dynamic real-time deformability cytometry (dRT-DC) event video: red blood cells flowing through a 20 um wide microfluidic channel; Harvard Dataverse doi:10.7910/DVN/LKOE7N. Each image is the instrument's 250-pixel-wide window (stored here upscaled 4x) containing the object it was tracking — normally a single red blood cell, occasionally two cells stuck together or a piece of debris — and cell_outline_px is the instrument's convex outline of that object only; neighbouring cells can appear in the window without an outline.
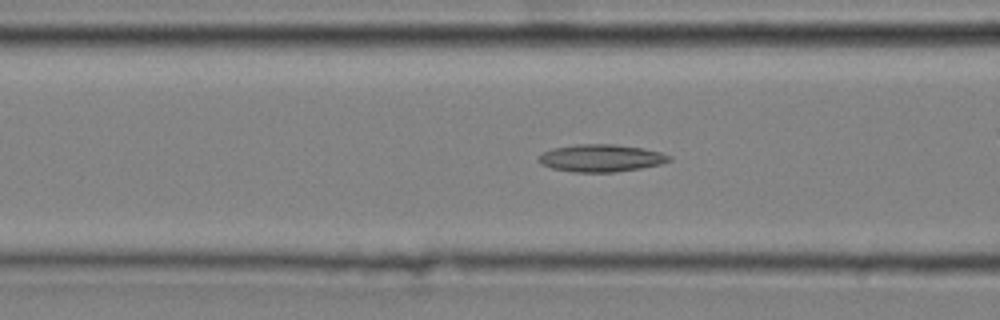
{"species": "common noctule bat (a hibernating species)", "species_latin": "Nyctalus noctula", "temperature_condition": "cold", "stored_images_in_passage": 43, "camera_frame_rate_fps": 3000, "um_per_image_px": 0.085, "animal": {"sex": "male", "body_mass_g": 20.4}, "frame": {"image": 1, "passage_image": 20, "time_ms": 6.333, "image_size_px": [1000, 320], "cell_outline_px": [[672, 160], [660, 164], [640, 168], [616, 172], [572, 172], [552, 168], [540, 164], [536, 160], [536, 156], [552, 148], [576, 144], [616, 144], [644, 148], [660, 152], [672, 156]], "centroid_in_image_um": [51.06, 13.43], "position_along_channel_um": 115.5, "area_um2": 21.1}}
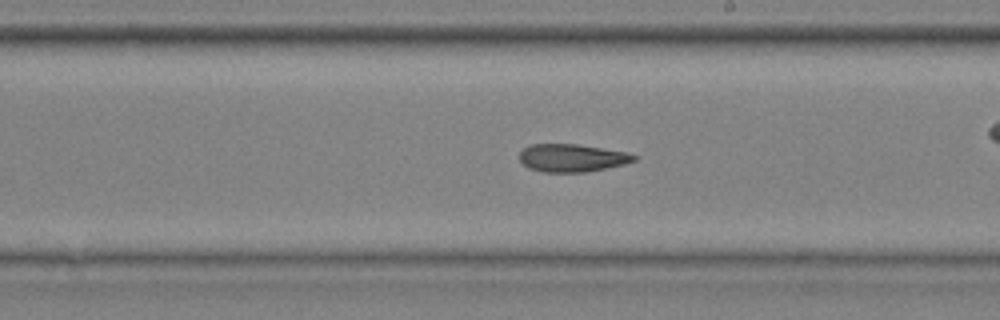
{"frame": {"image": 2, "passage_image": 30, "time_ms": 9.667, "image_size_px": [1000, 320], "cell_outline_px": [[636, 160], [624, 164], [584, 172], [540, 172], [528, 168], [520, 160], [520, 152], [524, 148], [532, 144], [576, 144], [628, 152], [636, 156]], "centroid_in_image_um": [48.6, 13.42], "position_along_channel_um": 240.4, "area_um2": 18.44}}
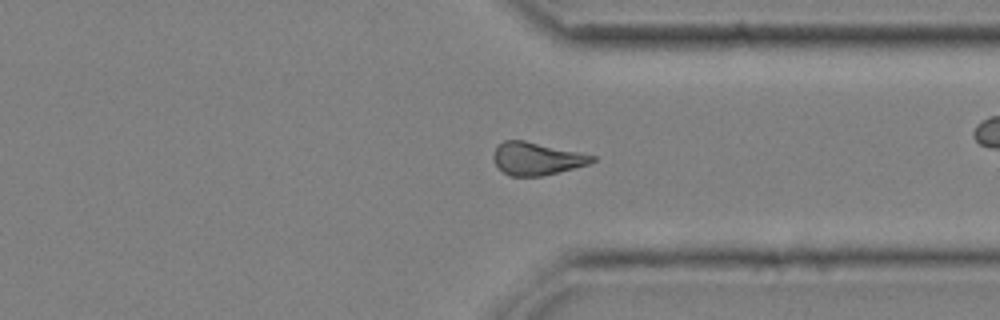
{"frame": {"image": 3, "passage_image": 40, "time_ms": 13.0, "image_size_px": [1000, 320], "cell_outline_px": [[596, 160], [588, 164], [560, 172], [540, 176], [512, 176], [504, 172], [496, 164], [492, 156], [496, 148], [504, 140], [524, 140], [580, 152], [596, 156]], "centroid_in_image_um": [45.64, 13.48], "position_along_channel_um": 365.8, "area_um2": 18.67}, "authors_computed_cell_mechanics": {"area_um2": 20.3456, "velocity_mm_per_s": 3.7552, "shape_relaxation_time_tau1_ms": null, "shape_relaxation_time_tau2_ms": 3.6278, "deformation_change_tau1": null, "deformation_change_tau2": 0.1195}}